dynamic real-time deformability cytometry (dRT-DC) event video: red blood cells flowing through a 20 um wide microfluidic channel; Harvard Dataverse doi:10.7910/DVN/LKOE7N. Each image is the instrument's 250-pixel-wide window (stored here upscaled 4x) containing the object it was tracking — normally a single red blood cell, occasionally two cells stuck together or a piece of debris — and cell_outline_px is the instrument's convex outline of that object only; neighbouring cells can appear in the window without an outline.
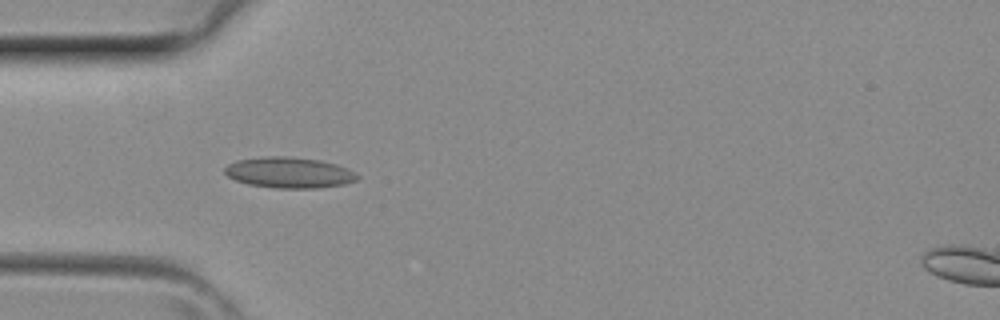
{"species": "common noctule bat (a hibernating species)", "species_latin": "Nyctalus noctula", "temperature_condition": "room temperature", "stored_images_in_passage": 2, "camera_frame_rate_fps": 3000, "um_per_image_px": 0.085, "animal": {"sex": "female", "body_mass_g": 29.2, "forearm_length_mm": 56.3}, "frame": {"image": 1, "passage_image": 2, "time_ms": 0.333, "image_size_px": [1000, 320], "cell_outline_px": [[360, 180], [344, 184], [316, 188], [276, 188], [248, 184], [236, 180], [228, 176], [224, 172], [224, 168], [228, 164], [236, 160], [264, 156], [288, 156], [320, 160], [336, 164], [360, 176]], "centroid_in_image_um": [24.56, 14.67], "position_along_channel_um": 60.4, "area_um2": 23.81}}